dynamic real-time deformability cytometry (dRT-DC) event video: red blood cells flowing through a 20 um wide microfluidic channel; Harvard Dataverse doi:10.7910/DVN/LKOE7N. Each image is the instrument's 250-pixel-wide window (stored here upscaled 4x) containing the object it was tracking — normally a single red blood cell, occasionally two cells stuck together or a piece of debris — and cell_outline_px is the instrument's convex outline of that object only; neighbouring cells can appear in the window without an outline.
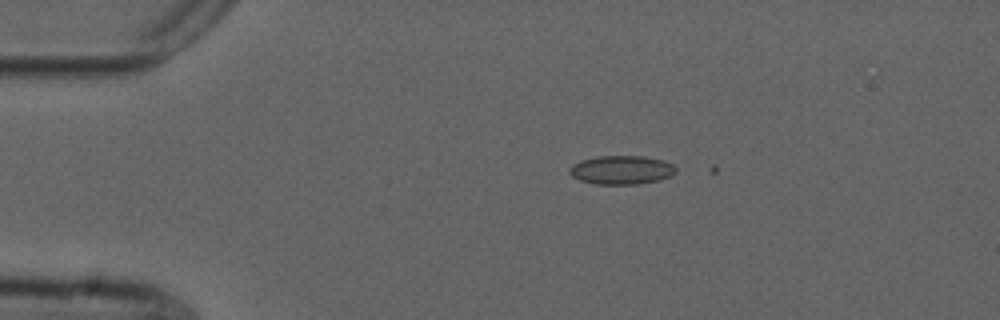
{"species": "common noctule bat (a hibernating species)", "species_latin": "Nyctalus noctula", "temperature_condition": "cold", "stored_images_in_passage": 3, "camera_frame_rate_fps": 3000, "um_per_image_px": 0.085, "animal": {"sex": "male", "forearm_length_mm": 52.5}, "frame": {"image": 1, "passage_image": 2, "time_ms": 0.333, "image_size_px": [1000, 320], "cell_outline_px": [[676, 172], [672, 176], [660, 180], [640, 184], [592, 184], [580, 180], [572, 176], [568, 172], [568, 168], [572, 164], [580, 160], [596, 156], [644, 156], [664, 160], [672, 164], [676, 168]], "centroid_in_image_um": [52.82, 14.44], "position_along_channel_um": 32.2, "area_um2": 18.15}}